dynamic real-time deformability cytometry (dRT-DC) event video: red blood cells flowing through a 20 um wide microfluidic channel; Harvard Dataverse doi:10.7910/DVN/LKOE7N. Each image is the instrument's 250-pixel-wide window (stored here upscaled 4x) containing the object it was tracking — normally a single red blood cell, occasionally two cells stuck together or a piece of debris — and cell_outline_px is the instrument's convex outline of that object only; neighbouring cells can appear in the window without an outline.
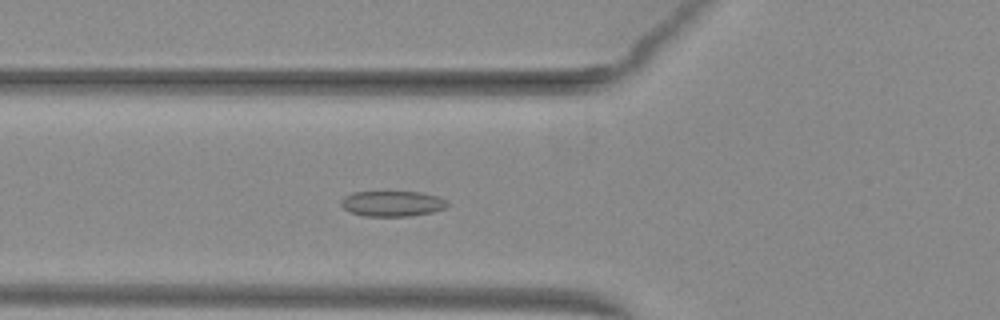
{"species": "common noctule bat (a hibernating species)", "species_latin": "Nyctalus noctula", "temperature_condition": "warm", "stored_images_in_passage": 27, "camera_frame_rate_fps": 3000, "um_per_image_px": 0.085, "animal": {"sex": "female", "body_mass_g": 29.2, "forearm_length_mm": 56.3}, "frame": {"image": 1, "passage_image": 17, "time_ms": 5.333, "image_size_px": [1000, 320], "cell_outline_px": [[452, 204], [444, 208], [432, 212], [412, 216], [364, 216], [348, 212], [340, 204], [340, 200], [344, 196], [352, 192], [420, 192], [436, 196], [448, 200]], "centroid_in_image_um": [33.34, 17.31], "position_along_channel_um": 92.5, "area_um2": 16.01}}
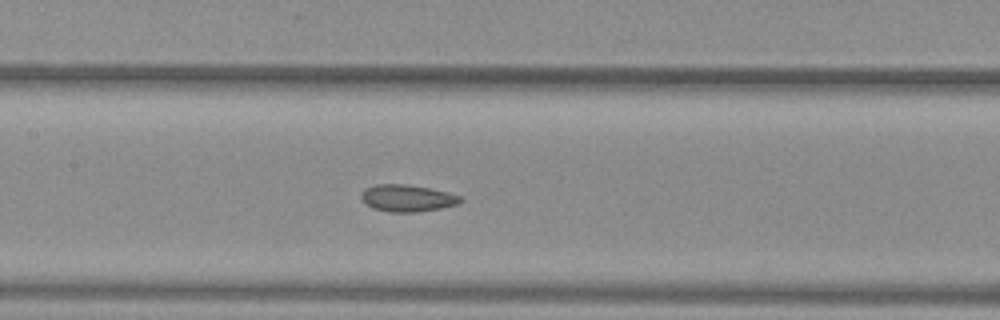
{"frame": {"image": 2, "passage_image": 23, "time_ms": 7.333, "image_size_px": [1000, 320], "cell_outline_px": [[464, 200], [456, 204], [440, 208], [416, 212], [388, 212], [372, 208], [364, 204], [360, 200], [360, 192], [364, 188], [376, 184], [408, 184], [448, 192], [460, 196]], "centroid_in_image_um": [34.54, 16.84], "position_along_channel_um": 172.9, "area_um2": 15.78}}
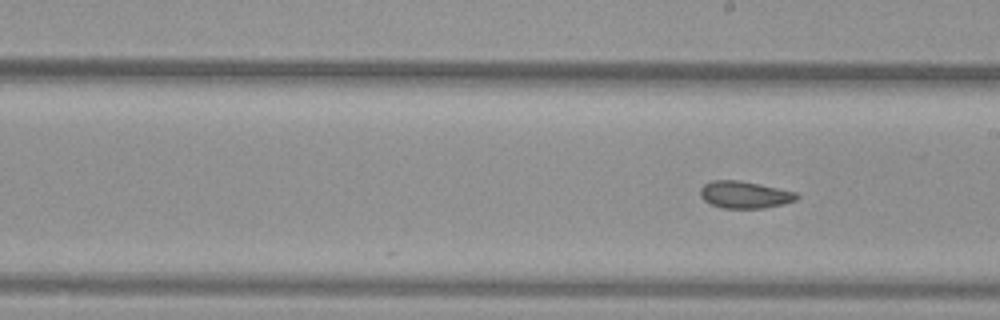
{"frame": {"image": 3, "passage_image": 27, "time_ms": 8.667, "image_size_px": [1000, 320], "cell_outline_px": [[800, 196], [796, 200], [784, 204], [764, 208], [720, 208], [704, 200], [700, 196], [700, 188], [704, 184], [712, 180], [736, 180], [760, 184], [796, 192]], "centroid_in_image_um": [63.3, 16.55], "position_along_channel_um": 225.7, "area_um2": 15.26}}